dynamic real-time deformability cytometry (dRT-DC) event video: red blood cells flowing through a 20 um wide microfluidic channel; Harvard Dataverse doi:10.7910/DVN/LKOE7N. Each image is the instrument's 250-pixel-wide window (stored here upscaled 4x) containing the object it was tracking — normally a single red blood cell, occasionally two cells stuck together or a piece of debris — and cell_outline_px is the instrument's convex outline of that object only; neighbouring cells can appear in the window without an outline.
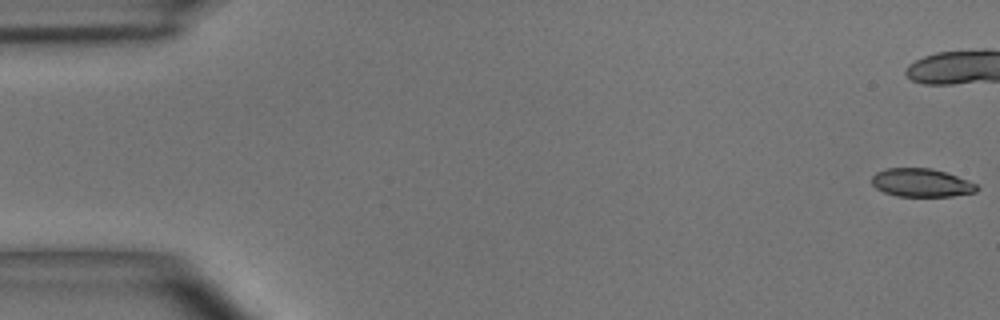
{"species": "common noctule bat (a hibernating species)", "species_latin": "Nyctalus noctula", "temperature_condition": "room temperature", "stored_images_in_passage": 41, "camera_frame_rate_fps": 3000, "um_per_image_px": 0.085, "animal": {"sex": "male", "body_mass_g": 15.6}, "frame": {"image": 1, "passage_image": 1, "time_ms": 0.0, "image_size_px": [1000, 320], "cell_outline_px": [[980, 188], [976, 192], [952, 196], [896, 196], [884, 192], [876, 188], [872, 184], [872, 176], [876, 172], [888, 168], [932, 168], [968, 180], [976, 184]], "centroid_in_image_um": [78.32, 15.53], "position_along_channel_um": 6.7, "area_um2": 17.28}}